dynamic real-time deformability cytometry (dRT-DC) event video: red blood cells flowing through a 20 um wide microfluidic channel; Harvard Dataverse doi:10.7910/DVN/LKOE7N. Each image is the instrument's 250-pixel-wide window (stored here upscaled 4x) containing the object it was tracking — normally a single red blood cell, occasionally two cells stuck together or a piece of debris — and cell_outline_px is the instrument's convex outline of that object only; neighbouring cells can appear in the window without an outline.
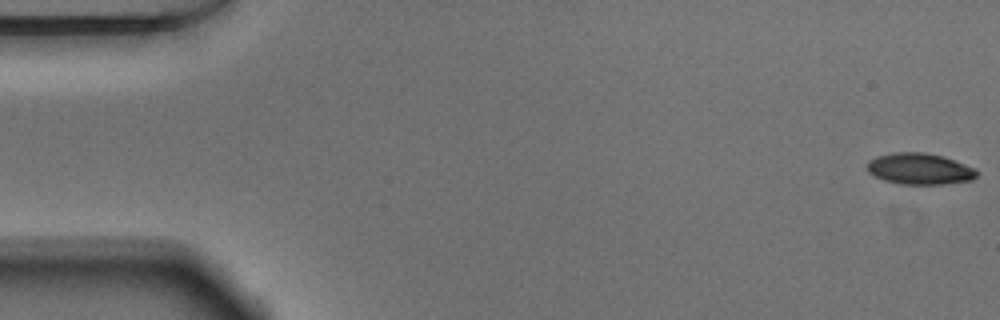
{"species": "Egyptian fruit bat (a non-hibernating species)", "species_latin": "Rousettus aegyptiacus", "temperature_condition": "warm", "stored_images_in_passage": 53, "camera_frame_rate_fps": 3000, "um_per_image_px": 0.085, "animal": {"sex": "male"}, "frame": {"image": 1, "passage_image": 1, "time_ms": 0.0, "image_size_px": [1000, 320], "cell_outline_px": [[976, 176], [972, 180], [944, 184], [900, 184], [884, 180], [868, 172], [868, 160], [876, 156], [892, 152], [924, 152], [944, 156], [976, 168]], "centroid_in_image_um": [78.17, 14.34], "position_along_channel_um": 6.8, "area_um2": 20.06}}
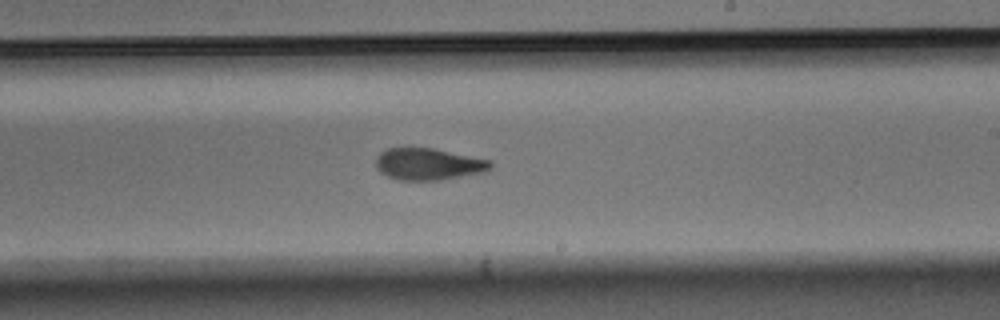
{"frame": {"image": 2, "passage_image": 31, "time_ms": 10.0, "image_size_px": [1000, 320], "cell_outline_px": [[492, 168], [484, 172], [440, 180], [400, 180], [388, 176], [380, 172], [376, 168], [376, 156], [380, 152], [388, 148], [408, 144], [432, 148], [492, 160]], "centroid_in_image_um": [36.37, 13.9], "position_along_channel_um": 252.6, "area_um2": 21.91}}
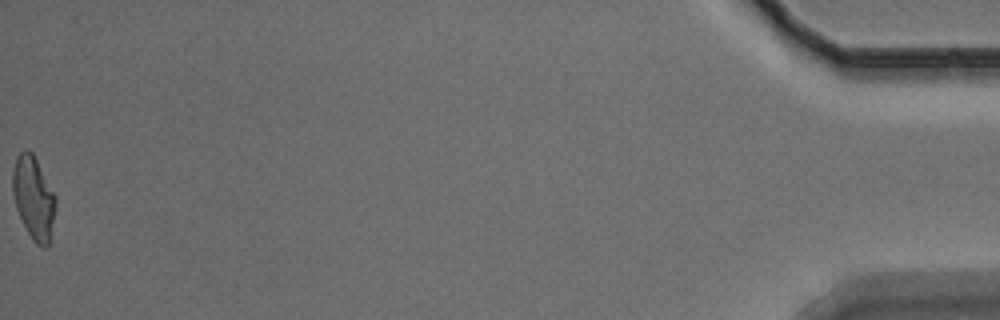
{"frame": {"image": 3, "passage_image": 53, "time_ms": 17.333, "image_size_px": [1000, 320], "cell_outline_px": [[56, 208], [48, 248], [44, 248], [36, 244], [32, 240], [16, 208], [12, 192], [12, 172], [16, 156], [24, 148], [28, 148], [32, 152], [56, 196]], "centroid_in_image_um": [2.85, 16.8], "position_along_channel_um": 432.3, "area_um2": 20.92}, "authors_computed_cell_mechanics": {"area_um2": 21.097, "velocity_mm_per_s": 3.8417, "shape_relaxation_time_tau1_ms": 3.6838, "shape_relaxation_time_tau2_ms": 2.9374, "deformation_change_tau1": 0.1863, "deformation_change_tau2": 0.1151}}